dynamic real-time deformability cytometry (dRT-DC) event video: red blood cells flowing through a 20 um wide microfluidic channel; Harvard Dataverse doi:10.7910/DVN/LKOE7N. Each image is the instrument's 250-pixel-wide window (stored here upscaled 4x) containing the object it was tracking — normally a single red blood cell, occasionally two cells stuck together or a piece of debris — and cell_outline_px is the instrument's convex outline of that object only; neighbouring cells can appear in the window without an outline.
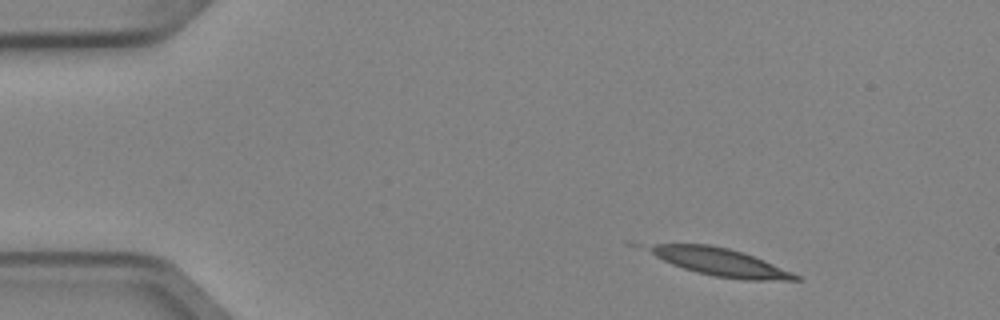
{"species": "Egyptian fruit bat (a non-hibernating species)", "species_latin": "Rousettus aegyptiacus", "temperature_condition": "cold", "stored_images_in_passage": 3, "camera_frame_rate_fps": 3000, "um_per_image_px": 0.085, "animal": {"sex": "female"}, "frame": {"image": 1, "passage_image": 1, "time_ms": 0.0, "image_size_px": [1000, 320], "cell_outline_px": [[804, 280], [744, 280], [716, 276], [696, 272], [672, 264], [624, 244], [624, 240], [628, 240], [708, 244], [728, 248], [744, 252], [764, 260], [792, 272], [800, 276]], "centroid_in_image_um": [60.7, 22.15], "position_along_channel_um": 24.3, "area_um2": 25.84}}